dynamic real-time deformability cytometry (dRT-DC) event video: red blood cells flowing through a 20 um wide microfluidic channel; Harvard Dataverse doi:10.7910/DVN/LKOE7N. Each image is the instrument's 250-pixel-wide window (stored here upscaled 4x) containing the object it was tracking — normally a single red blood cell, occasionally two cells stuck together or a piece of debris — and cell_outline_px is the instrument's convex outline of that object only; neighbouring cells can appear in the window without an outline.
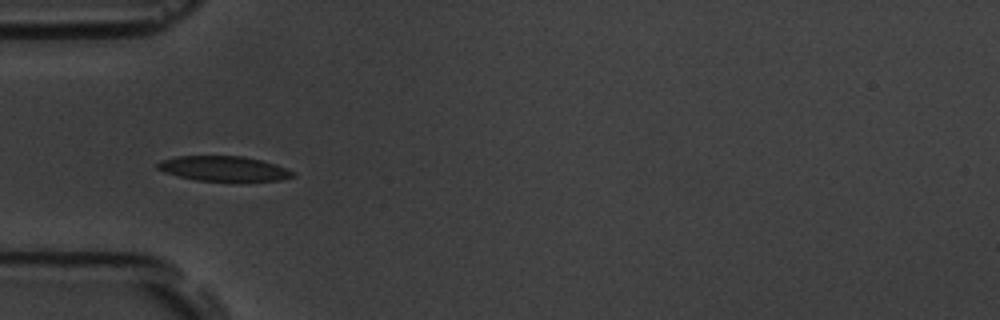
{"species": "common noctule bat (a hibernating species)", "species_latin": "Nyctalus noctula", "temperature_condition": "room temperature", "stored_images_in_passage": 38, "camera_frame_rate_fps": 3000, "um_per_image_px": 0.085, "animal": {"sex": "male", "body_mass_g": 19.5, "forearm_length_mm": 54.6}, "frame": {"image": 1, "passage_image": 1, "time_ms": 0.0, "image_size_px": [1000, 320], "cell_outline_px": [[296, 176], [280, 180], [196, 180], [164, 172], [156, 168], [156, 164], [160, 160], [176, 156], [244, 156], [264, 160], [288, 168], [296, 172]], "centroid_in_image_um": [19.05, 14.31], "position_along_channel_um": 66.0, "area_um2": 19.65}}
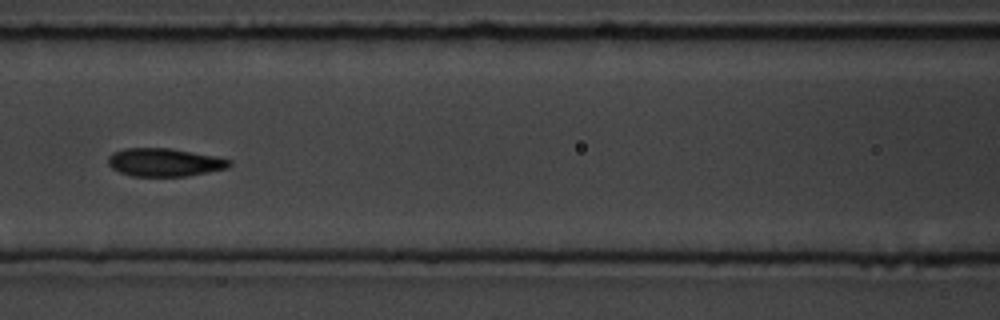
{"frame": {"image": 2, "passage_image": 8, "time_ms": 2.333, "image_size_px": [1000, 320], "cell_outline_px": [[232, 164], [228, 168], [188, 176], [132, 176], [120, 172], [112, 168], [108, 164], [108, 156], [112, 152], [124, 148], [172, 148], [216, 156], [232, 160]], "centroid_in_image_um": [13.99, 13.79], "position_along_channel_um": 152.6, "area_um2": 20.06}}
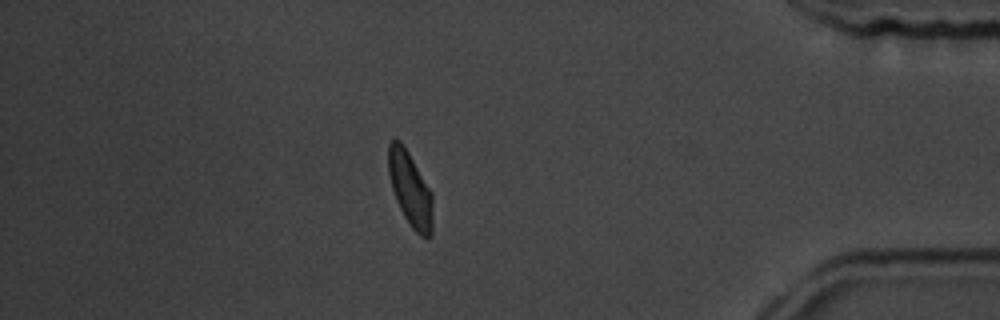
{"frame": {"image": 3, "passage_image": 31, "time_ms": 10.0, "image_size_px": [1000, 320], "cell_outline_px": [[432, 236], [420, 236], [412, 228], [404, 216], [396, 200], [392, 188], [388, 172], [388, 144], [392, 140], [400, 140], [404, 144], [432, 192]], "centroid_in_image_um": [34.87, 16.05], "position_along_channel_um": 400.3, "area_um2": 19.25}, "authors_computed_cell_mechanics": {"area_um2": 19.5942, "velocity_mm_per_s": 3.7409, "shape_relaxation_time_tau1_ms": 2.3954, "shape_relaxation_time_tau2_ms": 1.4227, "deformation_change_tau1": 0.1196, "deformation_change_tau2": 0.0716}}